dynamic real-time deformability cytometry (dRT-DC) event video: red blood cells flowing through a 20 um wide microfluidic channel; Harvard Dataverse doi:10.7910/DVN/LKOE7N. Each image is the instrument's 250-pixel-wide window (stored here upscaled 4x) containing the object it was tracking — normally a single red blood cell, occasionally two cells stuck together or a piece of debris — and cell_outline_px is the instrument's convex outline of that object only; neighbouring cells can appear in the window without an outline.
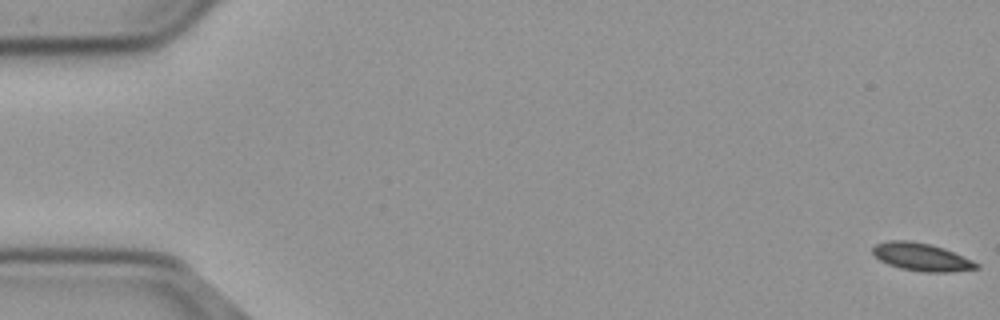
{"species": "common noctule bat (a hibernating species)", "species_latin": "Nyctalus noctula", "temperature_condition": "cold", "stored_images_in_passage": 15, "camera_frame_rate_fps": 3000, "um_per_image_px": 0.085, "animal": {"sex": "male", "body_mass_g": 23.1, "forearm_length_mm": 52.7}, "frame": {"image": 1, "passage_image": 1, "time_ms": 0.0, "image_size_px": [1000, 320], "cell_outline_px": [[980, 268], [948, 272], [924, 272], [900, 268], [888, 264], [880, 260], [872, 252], [872, 248], [876, 244], [888, 240], [908, 240], [932, 244], [944, 248], [972, 260], [980, 264]], "centroid_in_image_um": [78.33, 21.84], "position_along_channel_um": 6.7, "area_um2": 16.82}}
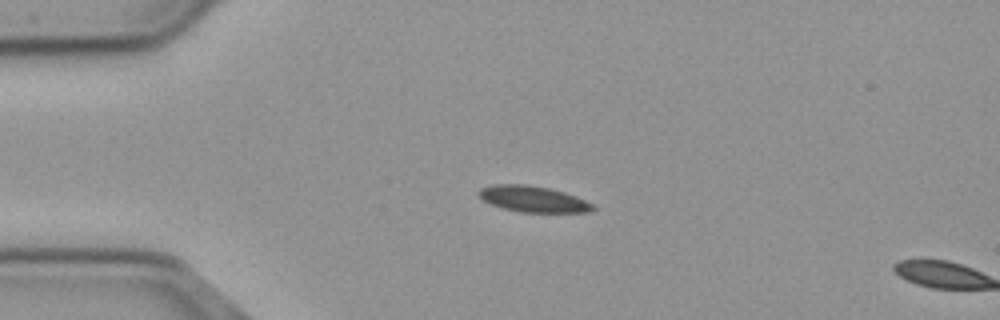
{"frame": {"image": 2, "passage_image": 14, "time_ms": 4.333, "image_size_px": [1000, 320], "cell_outline_px": [[596, 208], [588, 212], [520, 212], [500, 208], [476, 196], [476, 192], [480, 188], [492, 184], [528, 184], [548, 188], [564, 192], [576, 196], [592, 204]], "centroid_in_image_um": [45.25, 16.91], "position_along_channel_um": 39.8, "area_um2": 17.46}}